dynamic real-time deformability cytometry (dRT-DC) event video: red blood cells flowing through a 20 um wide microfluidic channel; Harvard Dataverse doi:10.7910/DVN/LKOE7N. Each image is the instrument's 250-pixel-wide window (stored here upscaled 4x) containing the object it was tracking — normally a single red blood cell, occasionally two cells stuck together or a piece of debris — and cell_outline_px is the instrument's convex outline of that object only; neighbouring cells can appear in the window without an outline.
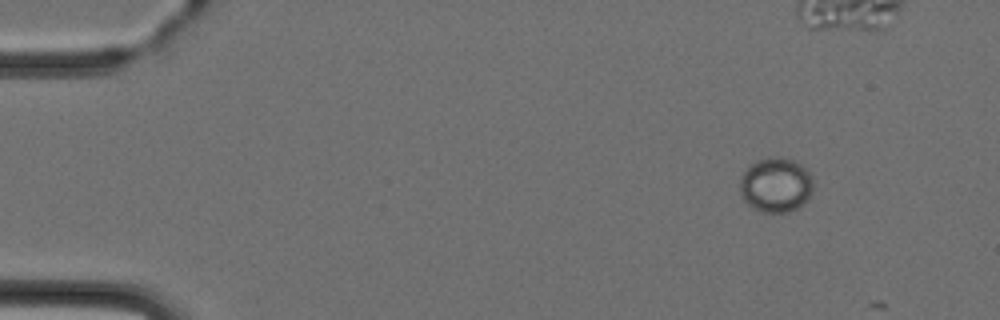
{"species": "Egyptian fruit bat (a non-hibernating species)", "species_latin": "Rousettus aegyptiacus", "temperature_condition": "cold", "stored_images_in_passage": 3, "camera_frame_rate_fps": 3000, "um_per_image_px": 0.085, "animal": {"sex": "female"}, "frame": {"image": 1, "passage_image": 1, "time_ms": 0.0, "image_size_px": [1000, 320], "cell_outline_px": [[812, 192], [796, 208], [788, 212], [764, 212], [752, 208], [744, 200], [740, 192], [740, 180], [744, 172], [756, 160], [768, 156], [780, 156], [792, 160], [800, 164], [812, 176]], "centroid_in_image_um": [65.92, 15.7], "position_along_channel_um": 19.1, "area_um2": 23.18}}